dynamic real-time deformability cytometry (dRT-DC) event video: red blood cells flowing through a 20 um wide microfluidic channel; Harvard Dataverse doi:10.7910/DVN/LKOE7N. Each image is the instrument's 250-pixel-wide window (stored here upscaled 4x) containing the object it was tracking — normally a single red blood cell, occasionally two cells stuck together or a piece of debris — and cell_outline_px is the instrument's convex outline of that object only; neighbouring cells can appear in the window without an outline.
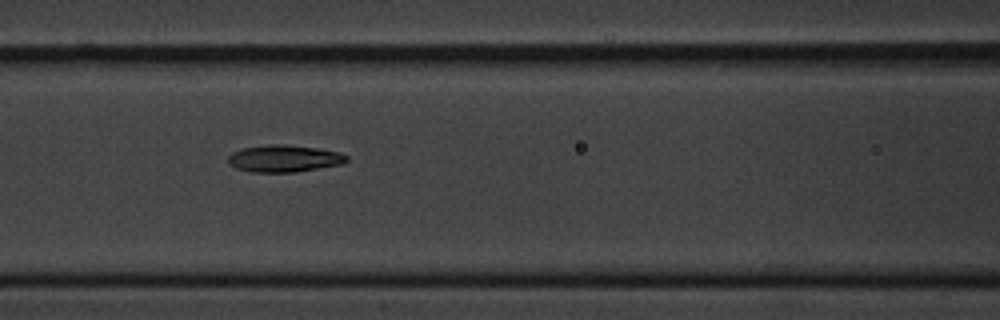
{"species": "common noctule bat (a hibernating species)", "species_latin": "Nyctalus noctula", "temperature_condition": "cold", "stored_images_in_passage": 6, "camera_frame_rate_fps": 3000, "um_per_image_px": 0.085, "animal": {"sex": "male", "body_mass_g": 20.1, "forearm_length_mm": 53.5}, "frame": {"image": 1, "passage_image": 3, "time_ms": 3.0, "image_size_px": [1000, 320], "cell_outline_px": [[348, 160], [344, 164], [296, 172], [252, 172], [236, 168], [228, 164], [228, 156], [232, 152], [244, 148], [268, 144], [284, 144], [316, 148], [340, 152], [348, 156]], "centroid_in_image_um": [24.16, 13.48], "position_along_channel_um": 142.4, "area_um2": 18.79}}
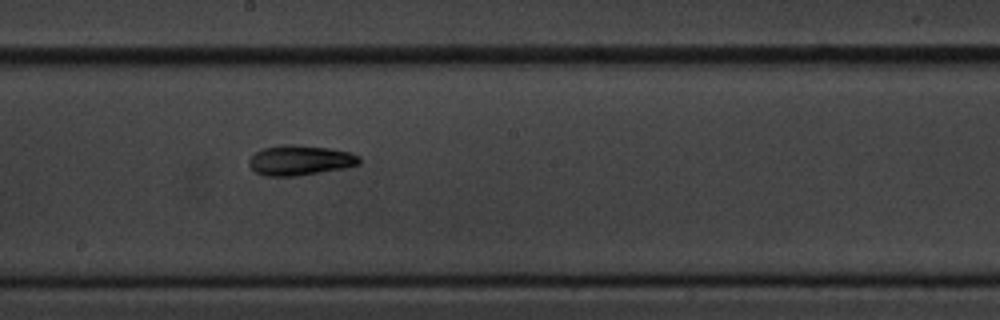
{"frame": {"image": 2, "passage_image": 5, "time_ms": 5.333, "image_size_px": [1000, 320], "cell_outline_px": [[360, 164], [344, 168], [296, 176], [264, 176], [256, 172], [248, 164], [248, 160], [256, 152], [264, 148], [284, 144], [292, 144], [328, 148], [348, 152], [360, 156]], "centroid_in_image_um": [25.49, 13.62], "position_along_channel_um": 222.7, "area_um2": 19.19}}
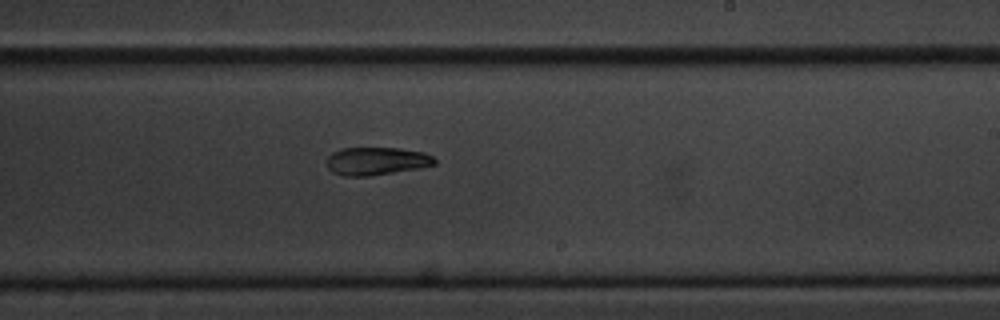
{"frame": {"image": 3, "passage_image": 6, "time_ms": 6.333, "image_size_px": [1000, 320], "cell_outline_px": [[436, 164], [420, 168], [368, 176], [344, 176], [332, 172], [328, 168], [324, 160], [332, 152], [340, 148], [400, 148], [424, 152], [432, 156], [436, 160]], "centroid_in_image_um": [31.96, 13.69], "position_along_channel_um": 257.0, "area_um2": 17.74}}